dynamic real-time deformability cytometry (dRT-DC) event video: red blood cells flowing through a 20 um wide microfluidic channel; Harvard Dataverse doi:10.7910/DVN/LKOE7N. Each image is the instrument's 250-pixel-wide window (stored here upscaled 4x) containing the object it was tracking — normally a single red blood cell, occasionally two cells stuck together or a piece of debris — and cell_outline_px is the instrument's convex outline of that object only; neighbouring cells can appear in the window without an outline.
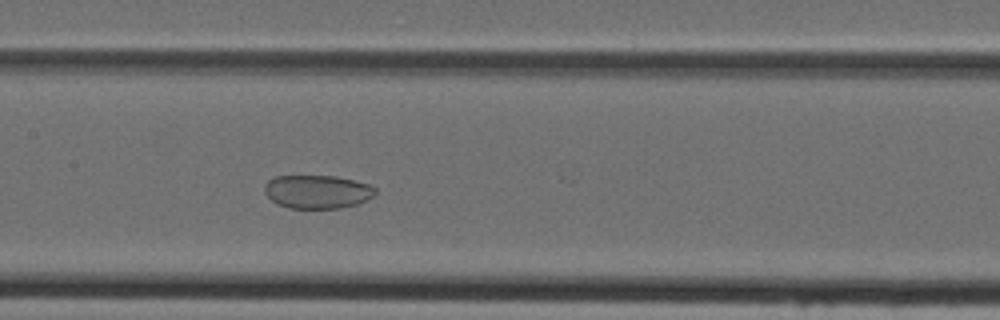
{"species": "Egyptian fruit bat (a non-hibernating species)", "species_latin": "Rousettus aegyptiacus", "temperature_condition": "cold", "stored_images_in_passage": 47, "camera_frame_rate_fps": 3000, "um_per_image_px": 0.085, "animal": {"sex": "female"}, "frame": {"image": 1, "passage_image": 23, "time_ms": 7.333, "image_size_px": [1000, 320], "cell_outline_px": [[376, 192], [372, 196], [360, 204], [340, 208], [288, 208], [276, 204], [264, 192], [264, 184], [268, 180], [276, 176], [336, 176], [368, 184], [376, 188]], "centroid_in_image_um": [26.96, 16.3], "position_along_channel_um": 180.4, "area_um2": 21.68}}
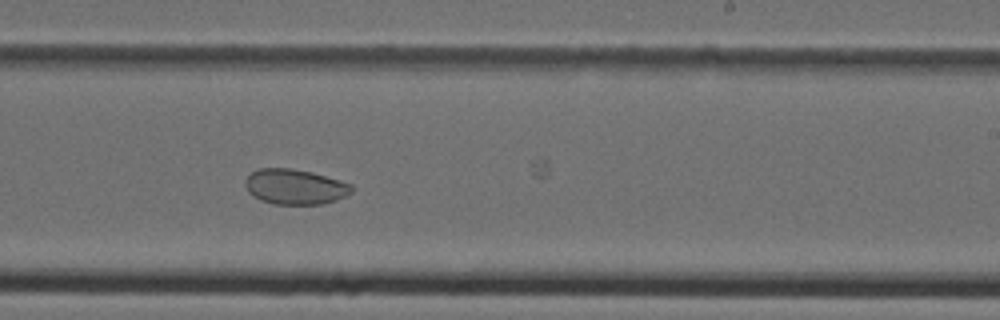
{"frame": {"image": 2, "passage_image": 29, "time_ms": 9.333, "image_size_px": [1000, 320], "cell_outline_px": [[352, 192], [336, 200], [324, 204], [272, 204], [260, 200], [252, 196], [248, 192], [244, 184], [244, 180], [256, 168], [292, 168], [312, 172], [340, 180], [352, 184]], "centroid_in_image_um": [25.04, 15.87], "position_along_channel_um": 264.0, "area_um2": 22.08}}
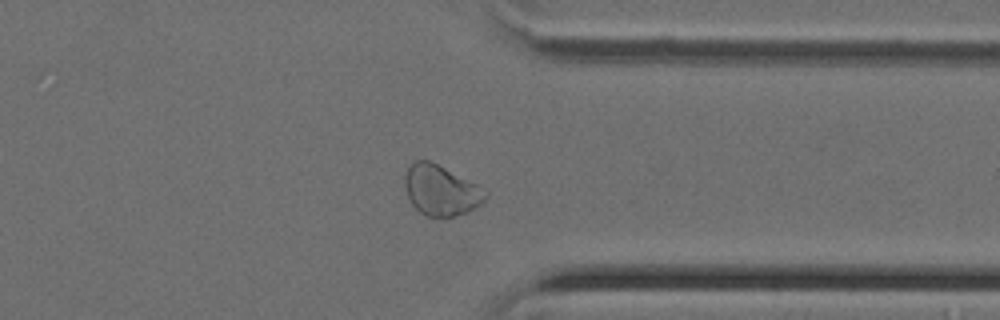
{"frame": {"image": 3, "passage_image": 37, "time_ms": 12.0, "image_size_px": [1000, 320], "cell_outline_px": [[488, 196], [480, 204], [456, 216], [428, 216], [420, 212], [412, 204], [408, 196], [404, 184], [404, 176], [408, 168], [416, 160], [428, 160], [476, 184], [488, 192]], "centroid_in_image_um": [37.46, 16.17], "position_along_channel_um": 373.9, "area_um2": 23.06}}